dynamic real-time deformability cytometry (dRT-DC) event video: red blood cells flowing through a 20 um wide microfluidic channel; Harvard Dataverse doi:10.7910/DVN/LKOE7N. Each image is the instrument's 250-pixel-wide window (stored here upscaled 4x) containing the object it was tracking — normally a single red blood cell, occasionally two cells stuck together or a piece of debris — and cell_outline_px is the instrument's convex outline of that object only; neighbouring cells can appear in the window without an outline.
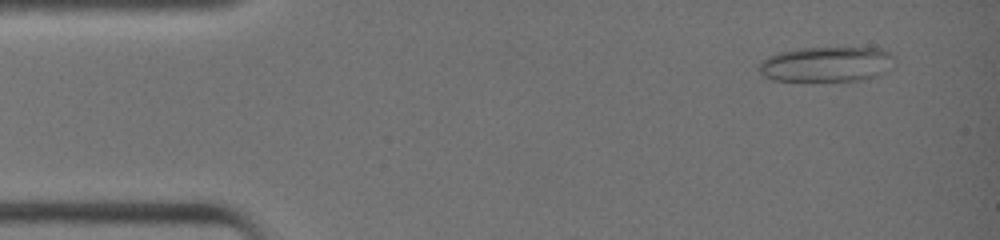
{"species": "common noctule bat (a hibernating species)", "species_latin": "Nyctalus noctula", "temperature_condition": "warm", "stored_images_in_passage": 41, "camera_frame_rate_fps": 3000, "um_per_image_px": 0.085, "animal": {"sex": "female", "body_mass_g": 19.0, "forearm_length_mm": 51.5}, "frame": {"image": 1, "passage_image": 3, "time_ms": 0.667, "image_size_px": [1000, 240], "cell_outline_px": [[896, 56], [884, 72], [868, 80], [808, 84], [804, 84], [772, 80], [764, 76], [756, 68], [760, 60], [776, 52], [800, 48], [884, 48]], "centroid_in_image_um": [70.17, 5.51], "position_along_channel_um": 14.8, "area_um2": 29.3}}
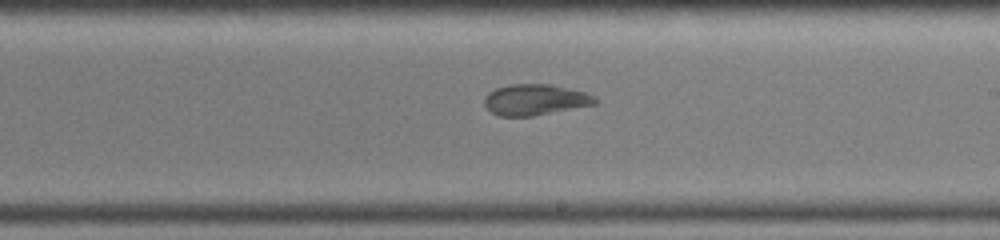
{"frame": {"image": 2, "passage_image": 24, "time_ms": 7.667, "image_size_px": [1000, 240], "cell_outline_px": [[596, 104], [532, 116], [496, 116], [484, 104], [484, 96], [488, 92], [496, 88], [512, 84], [548, 84], [584, 92], [596, 96]], "centroid_in_image_um": [45.45, 8.48], "position_along_channel_um": 243.5, "area_um2": 19.83}}
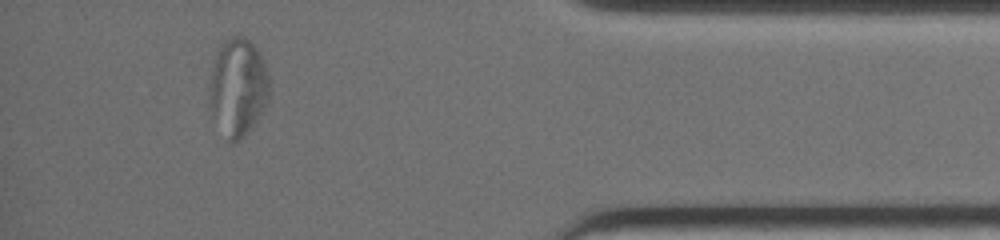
{"frame": {"image": 3, "passage_image": 37, "time_ms": 12.0, "image_size_px": [1000, 240], "cell_outline_px": [[268, 96], [260, 116], [244, 136], [232, 144], [228, 140], [208, 112], [208, 92], [212, 68], [216, 56], [220, 48], [228, 36], [244, 36], [260, 52], [268, 68]], "centroid_in_image_um": [20.19, 7.43], "position_along_channel_um": 415.0, "area_um2": 34.39}}